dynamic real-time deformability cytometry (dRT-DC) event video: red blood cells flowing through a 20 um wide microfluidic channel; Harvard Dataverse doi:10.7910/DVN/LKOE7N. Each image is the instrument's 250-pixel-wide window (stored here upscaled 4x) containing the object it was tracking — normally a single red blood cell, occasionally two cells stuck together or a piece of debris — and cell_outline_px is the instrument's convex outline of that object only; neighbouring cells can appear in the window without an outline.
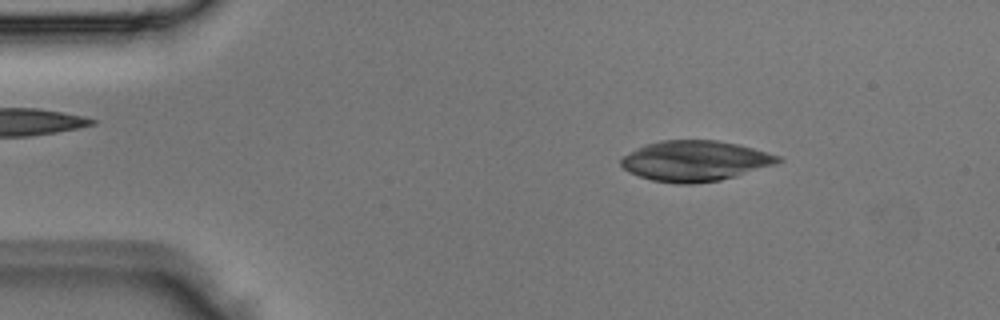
{"species": "Egyptian fruit bat (a non-hibernating species)", "species_latin": "Rousettus aegyptiacus", "temperature_condition": "room temperature", "stored_images_in_passage": 2, "camera_frame_rate_fps": 3000, "um_per_image_px": 0.085, "animal": {"sex": "male"}, "frame": {"image": 1, "passage_image": 1, "time_ms": 0.0, "image_size_px": [1000, 320], "cell_outline_px": [[784, 160], [776, 164], [736, 176], [720, 180], [692, 184], [676, 184], [652, 180], [628, 172], [620, 164], [620, 160], [624, 156], [636, 148], [644, 144], [660, 140], [716, 140], [736, 144], [752, 148], [780, 156]], "centroid_in_image_um": [59.07, 13.68], "position_along_channel_um": 25.9, "area_um2": 36.99}}